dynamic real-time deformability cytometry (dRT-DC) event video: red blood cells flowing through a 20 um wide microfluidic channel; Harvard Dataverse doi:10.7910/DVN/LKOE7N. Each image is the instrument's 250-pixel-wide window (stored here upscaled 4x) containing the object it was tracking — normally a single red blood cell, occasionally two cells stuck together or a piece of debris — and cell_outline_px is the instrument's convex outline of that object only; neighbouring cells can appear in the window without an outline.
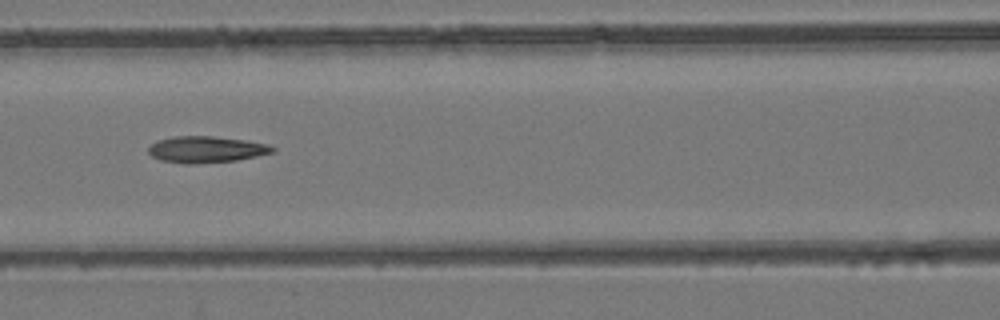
{"species": "common noctule bat (a hibernating species)", "species_latin": "Nyctalus noctula", "temperature_condition": "room temperature", "stored_images_in_passage": 10, "camera_frame_rate_fps": 3000, "um_per_image_px": 0.085, "animal": {"sex": "female", "body_mass_g": 24.6, "forearm_length_mm": 56.2}, "frame": {"image": 1, "passage_image": 7, "time_ms": 7.667, "image_size_px": [1000, 320], "cell_outline_px": [[276, 152], [236, 160], [192, 164], [184, 164], [160, 160], [152, 156], [148, 152], [148, 148], [152, 144], [160, 140], [172, 136], [212, 136], [244, 140], [268, 144], [276, 148]], "centroid_in_image_um": [17.54, 12.7], "position_along_channel_um": 149.1, "area_um2": 19.07}}
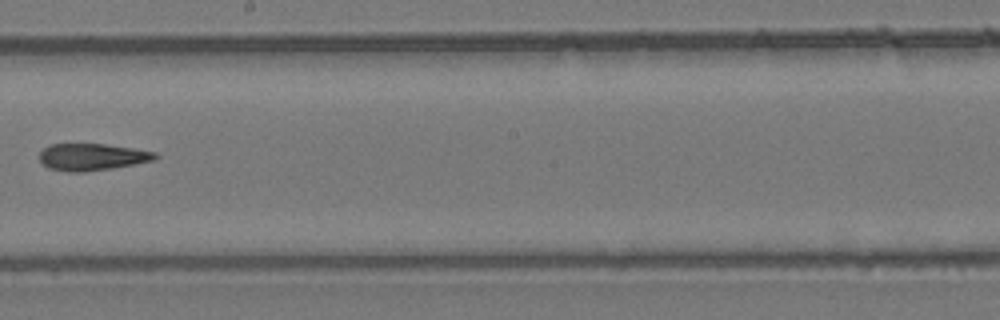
{"frame": {"image": 2, "passage_image": 9, "time_ms": 10.0, "image_size_px": [1000, 320], "cell_outline_px": [[160, 156], [156, 160], [112, 168], [84, 172], [68, 172], [48, 168], [40, 160], [40, 152], [44, 148], [52, 144], [104, 144], [132, 148], [156, 152]], "centroid_in_image_um": [7.85, 13.34], "position_along_channel_um": 240.3, "area_um2": 18.15}}
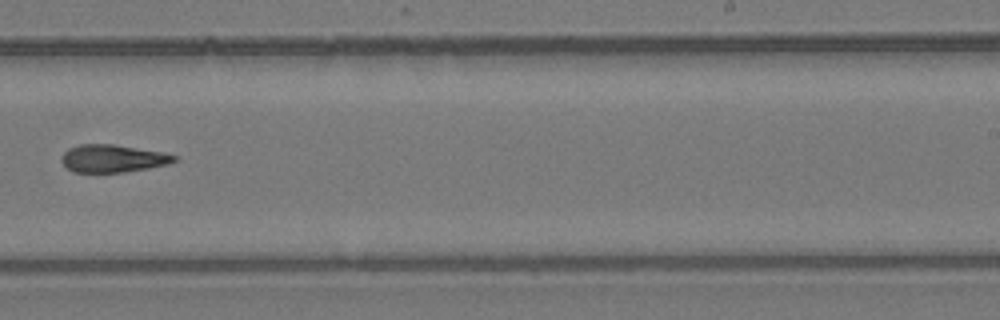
{"frame": {"image": 3, "passage_image": 10, "time_ms": 11.0, "image_size_px": [1000, 320], "cell_outline_px": [[180, 160], [168, 164], [148, 168], [124, 172], [72, 172], [60, 160], [60, 156], [68, 148], [80, 144], [112, 144], [164, 152], [180, 156]], "centroid_in_image_um": [9.62, 13.46], "position_along_channel_um": 279.4, "area_um2": 18.38}}